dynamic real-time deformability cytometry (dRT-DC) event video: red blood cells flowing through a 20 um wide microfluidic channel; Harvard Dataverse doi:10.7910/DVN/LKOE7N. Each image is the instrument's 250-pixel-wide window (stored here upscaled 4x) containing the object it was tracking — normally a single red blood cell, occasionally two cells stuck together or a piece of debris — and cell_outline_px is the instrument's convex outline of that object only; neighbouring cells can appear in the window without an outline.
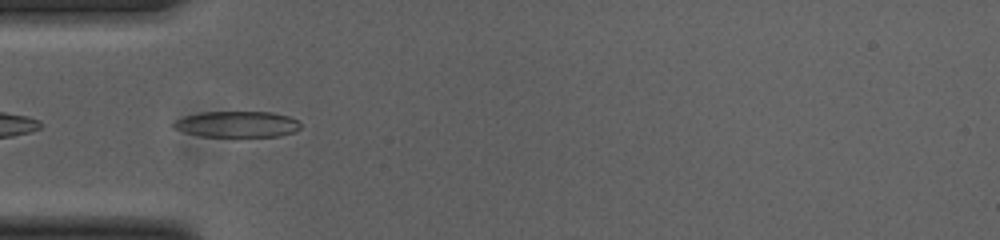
{"species": "common noctule bat (a hibernating species)", "species_latin": "Nyctalus noctula", "temperature_condition": "cold", "stored_images_in_passage": 42, "camera_frame_rate_fps": 3000, "um_per_image_px": 0.085, "animal": {"sex": "female", "body_mass_g": 23.0, "forearm_length_mm": 53.4}, "frame": {"image": 1, "passage_image": 6, "time_ms": 1.667, "image_size_px": [1000, 240], "cell_outline_px": [[300, 128], [296, 132], [280, 136], [200, 136], [172, 128], [172, 124], [176, 120], [184, 116], [200, 112], [272, 112], [288, 116], [296, 120], [300, 124]], "centroid_in_image_um": [20.15, 10.56], "position_along_channel_um": 64.8, "area_um2": 19.25}}
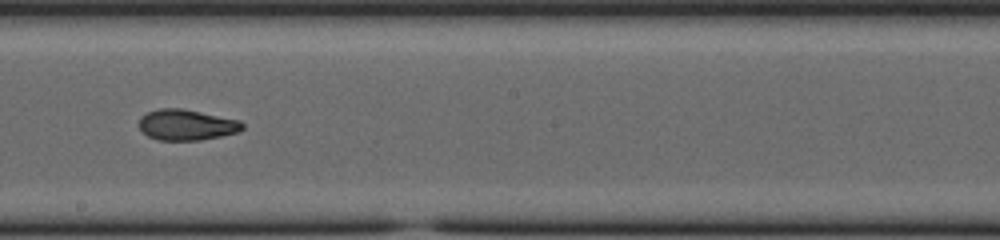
{"frame": {"image": 2, "passage_image": 19, "time_ms": 6.0, "image_size_px": [1000, 240], "cell_outline_px": [[244, 128], [240, 132], [200, 140], [156, 140], [148, 136], [140, 128], [140, 116], [148, 112], [160, 108], [180, 108], [240, 120], [244, 124]], "centroid_in_image_um": [15.88, 10.61], "position_along_channel_um": 232.3, "area_um2": 18.5}}
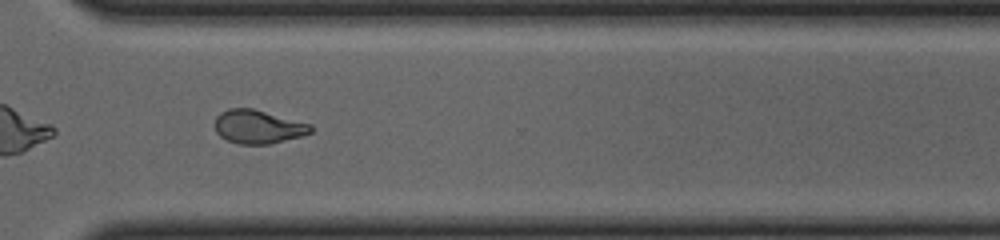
{"frame": {"image": 3, "passage_image": 28, "time_ms": 9.0, "image_size_px": [1000, 240], "cell_outline_px": [[312, 132], [304, 136], [268, 144], [240, 144], [228, 140], [220, 136], [216, 132], [216, 116], [220, 112], [228, 108], [252, 108], [312, 124]], "centroid_in_image_um": [21.96, 10.77], "position_along_channel_um": 348.6, "area_um2": 18.79}, "authors_computed_cell_mechanics": {"area_um2": 19.2474, "velocity_mm_per_s": 3.8752, "shape_relaxation_time_tau1_ms": 9.4133, "shape_relaxation_time_tau2_ms": 2.4949, "deformation_change_tau1": 0.2708, "deformation_change_tau2": 0.0838}}